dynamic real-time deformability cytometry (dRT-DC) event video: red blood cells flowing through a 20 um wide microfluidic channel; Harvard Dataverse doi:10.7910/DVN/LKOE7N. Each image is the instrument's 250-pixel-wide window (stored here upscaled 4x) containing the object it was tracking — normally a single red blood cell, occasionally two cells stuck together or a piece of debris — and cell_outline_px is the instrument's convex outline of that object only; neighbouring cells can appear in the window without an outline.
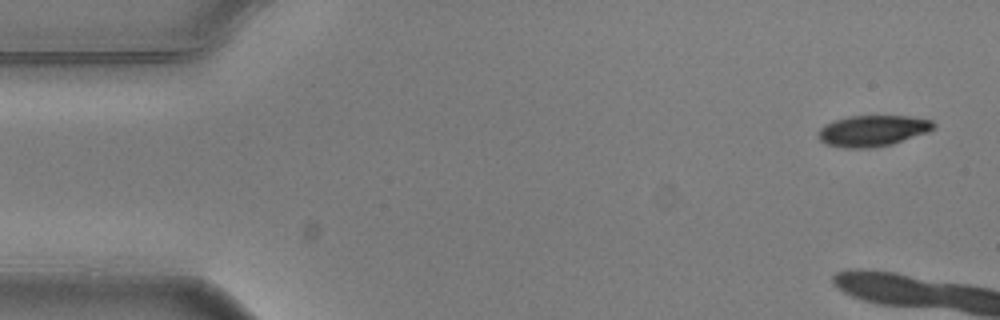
{"species": "common noctule bat (a hibernating species)", "species_latin": "Nyctalus noctula", "temperature_condition": "warm", "stored_images_in_passage": 4, "camera_frame_rate_fps": 3000, "um_per_image_px": 0.085, "animal": {"sex": "male", "body_mass_g": 20.5, "forearm_length_mm": 52.5}, "frame": {"image": 1, "passage_image": 1, "time_ms": 0.0, "image_size_px": [1000, 320], "cell_outline_px": [[936, 128], [928, 132], [892, 144], [872, 148], [844, 148], [824, 144], [816, 136], [820, 128], [824, 124], [848, 116], [908, 116], [932, 120], [936, 124]], "centroid_in_image_um": [74.16, 11.12], "position_along_channel_um": 10.8, "area_um2": 21.1}}